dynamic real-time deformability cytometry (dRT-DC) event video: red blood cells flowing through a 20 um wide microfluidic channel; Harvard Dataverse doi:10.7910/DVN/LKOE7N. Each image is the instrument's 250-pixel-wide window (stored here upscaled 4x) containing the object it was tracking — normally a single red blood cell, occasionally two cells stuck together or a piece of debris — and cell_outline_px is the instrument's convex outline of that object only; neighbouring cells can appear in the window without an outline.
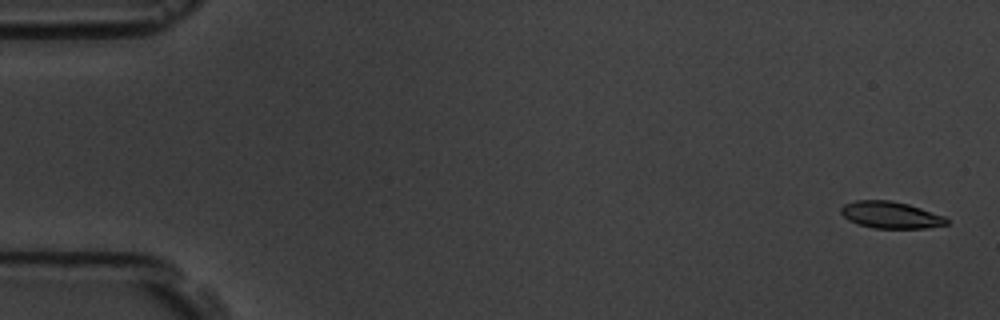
{"species": "common noctule bat (a hibernating species)", "species_latin": "Nyctalus noctula", "temperature_condition": "room temperature", "stored_images_in_passage": 6, "camera_frame_rate_fps": 3000, "um_per_image_px": 0.085, "animal": {"sex": "male", "body_mass_g": 19.5, "forearm_length_mm": 54.6}, "frame": {"image": 1, "passage_image": 1, "time_ms": 0.0, "image_size_px": [1000, 320], "cell_outline_px": [[948, 224], [928, 228], [872, 228], [856, 224], [848, 220], [840, 212], [840, 208], [844, 204], [856, 200], [892, 200], [908, 204], [944, 216], [948, 220]], "centroid_in_image_um": [75.68, 18.27], "position_along_channel_um": 9.3, "area_um2": 16.59}}
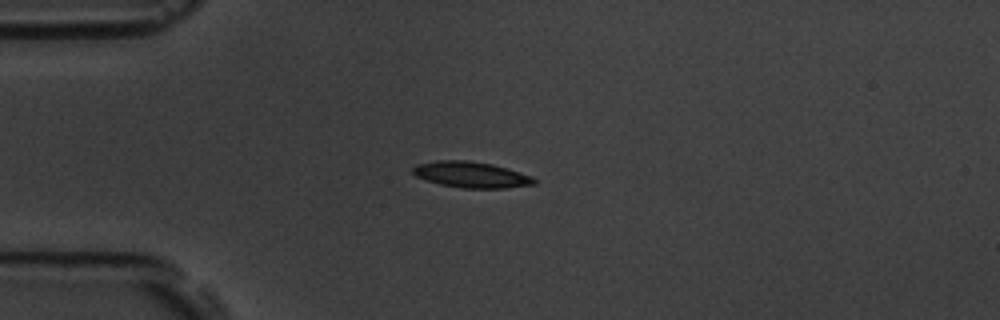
{"frame": {"image": 2, "passage_image": 5, "time_ms": 4.333, "image_size_px": [1000, 320], "cell_outline_px": [[536, 184], [508, 188], [464, 188], [440, 184], [416, 176], [412, 172], [412, 168], [416, 164], [440, 160], [464, 160], [492, 164], [508, 168], [532, 176], [536, 180]], "centroid_in_image_um": [40.08, 14.85], "position_along_channel_um": 44.9, "area_um2": 18.32}}